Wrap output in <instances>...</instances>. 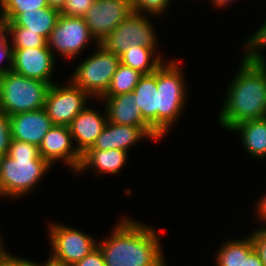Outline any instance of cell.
Segmentation results:
<instances>
[{"label":"cell","instance_id":"obj_10","mask_svg":"<svg viewBox=\"0 0 266 266\" xmlns=\"http://www.w3.org/2000/svg\"><path fill=\"white\" fill-rule=\"evenodd\" d=\"M68 84L49 86L45 98V110L54 125L68 126L86 107L92 97L70 80Z\"/></svg>","mask_w":266,"mask_h":266},{"label":"cell","instance_id":"obj_25","mask_svg":"<svg viewBox=\"0 0 266 266\" xmlns=\"http://www.w3.org/2000/svg\"><path fill=\"white\" fill-rule=\"evenodd\" d=\"M8 35H11L13 49L48 47L47 40L37 33L29 31L25 27H6Z\"/></svg>","mask_w":266,"mask_h":266},{"label":"cell","instance_id":"obj_22","mask_svg":"<svg viewBox=\"0 0 266 266\" xmlns=\"http://www.w3.org/2000/svg\"><path fill=\"white\" fill-rule=\"evenodd\" d=\"M151 48L132 46L120 56V63L142 74H151L157 70L165 59Z\"/></svg>","mask_w":266,"mask_h":266},{"label":"cell","instance_id":"obj_5","mask_svg":"<svg viewBox=\"0 0 266 266\" xmlns=\"http://www.w3.org/2000/svg\"><path fill=\"white\" fill-rule=\"evenodd\" d=\"M49 86L46 82L7 71L0 77V111L10 117L44 108Z\"/></svg>","mask_w":266,"mask_h":266},{"label":"cell","instance_id":"obj_11","mask_svg":"<svg viewBox=\"0 0 266 266\" xmlns=\"http://www.w3.org/2000/svg\"><path fill=\"white\" fill-rule=\"evenodd\" d=\"M132 12L131 0H94L83 18L100 43Z\"/></svg>","mask_w":266,"mask_h":266},{"label":"cell","instance_id":"obj_13","mask_svg":"<svg viewBox=\"0 0 266 266\" xmlns=\"http://www.w3.org/2000/svg\"><path fill=\"white\" fill-rule=\"evenodd\" d=\"M39 152L52 166L62 161L75 173L81 164V155L73 145L71 133L65 125H54L47 132L39 146Z\"/></svg>","mask_w":266,"mask_h":266},{"label":"cell","instance_id":"obj_2","mask_svg":"<svg viewBox=\"0 0 266 266\" xmlns=\"http://www.w3.org/2000/svg\"><path fill=\"white\" fill-rule=\"evenodd\" d=\"M233 76L218 114L219 125L229 132L241 122L266 117V65L242 56Z\"/></svg>","mask_w":266,"mask_h":266},{"label":"cell","instance_id":"obj_39","mask_svg":"<svg viewBox=\"0 0 266 266\" xmlns=\"http://www.w3.org/2000/svg\"><path fill=\"white\" fill-rule=\"evenodd\" d=\"M6 29V22L5 20L0 16V34Z\"/></svg>","mask_w":266,"mask_h":266},{"label":"cell","instance_id":"obj_18","mask_svg":"<svg viewBox=\"0 0 266 266\" xmlns=\"http://www.w3.org/2000/svg\"><path fill=\"white\" fill-rule=\"evenodd\" d=\"M99 100L104 101L109 122L129 126H150L137 108L132 92L117 96H102Z\"/></svg>","mask_w":266,"mask_h":266},{"label":"cell","instance_id":"obj_24","mask_svg":"<svg viewBox=\"0 0 266 266\" xmlns=\"http://www.w3.org/2000/svg\"><path fill=\"white\" fill-rule=\"evenodd\" d=\"M142 75L138 70L120 63L107 92L103 96H117L133 92Z\"/></svg>","mask_w":266,"mask_h":266},{"label":"cell","instance_id":"obj_33","mask_svg":"<svg viewBox=\"0 0 266 266\" xmlns=\"http://www.w3.org/2000/svg\"><path fill=\"white\" fill-rule=\"evenodd\" d=\"M0 266H34V262L6 251L0 258Z\"/></svg>","mask_w":266,"mask_h":266},{"label":"cell","instance_id":"obj_19","mask_svg":"<svg viewBox=\"0 0 266 266\" xmlns=\"http://www.w3.org/2000/svg\"><path fill=\"white\" fill-rule=\"evenodd\" d=\"M132 93L143 119L158 133L157 70L143 74Z\"/></svg>","mask_w":266,"mask_h":266},{"label":"cell","instance_id":"obj_1","mask_svg":"<svg viewBox=\"0 0 266 266\" xmlns=\"http://www.w3.org/2000/svg\"><path fill=\"white\" fill-rule=\"evenodd\" d=\"M121 217L109 237L97 242L106 266H167L160 234L145 223Z\"/></svg>","mask_w":266,"mask_h":266},{"label":"cell","instance_id":"obj_16","mask_svg":"<svg viewBox=\"0 0 266 266\" xmlns=\"http://www.w3.org/2000/svg\"><path fill=\"white\" fill-rule=\"evenodd\" d=\"M12 139L40 146L42 139L54 126L45 108L20 112L9 117Z\"/></svg>","mask_w":266,"mask_h":266},{"label":"cell","instance_id":"obj_7","mask_svg":"<svg viewBox=\"0 0 266 266\" xmlns=\"http://www.w3.org/2000/svg\"><path fill=\"white\" fill-rule=\"evenodd\" d=\"M148 17L132 12L100 44L117 56L136 45L157 52L158 36Z\"/></svg>","mask_w":266,"mask_h":266},{"label":"cell","instance_id":"obj_21","mask_svg":"<svg viewBox=\"0 0 266 266\" xmlns=\"http://www.w3.org/2000/svg\"><path fill=\"white\" fill-rule=\"evenodd\" d=\"M233 131L240 134L242 146L249 156L266 159V117L241 122L230 130Z\"/></svg>","mask_w":266,"mask_h":266},{"label":"cell","instance_id":"obj_12","mask_svg":"<svg viewBox=\"0 0 266 266\" xmlns=\"http://www.w3.org/2000/svg\"><path fill=\"white\" fill-rule=\"evenodd\" d=\"M56 57L48 47L13 49L12 71L52 85Z\"/></svg>","mask_w":266,"mask_h":266},{"label":"cell","instance_id":"obj_9","mask_svg":"<svg viewBox=\"0 0 266 266\" xmlns=\"http://www.w3.org/2000/svg\"><path fill=\"white\" fill-rule=\"evenodd\" d=\"M48 238L51 255L73 266L97 247V239L78 228L60 223L50 222Z\"/></svg>","mask_w":266,"mask_h":266},{"label":"cell","instance_id":"obj_6","mask_svg":"<svg viewBox=\"0 0 266 266\" xmlns=\"http://www.w3.org/2000/svg\"><path fill=\"white\" fill-rule=\"evenodd\" d=\"M96 47L95 53L76 67L69 80L92 98L99 100L107 92L120 59L100 43Z\"/></svg>","mask_w":266,"mask_h":266},{"label":"cell","instance_id":"obj_15","mask_svg":"<svg viewBox=\"0 0 266 266\" xmlns=\"http://www.w3.org/2000/svg\"><path fill=\"white\" fill-rule=\"evenodd\" d=\"M102 113L87 105L68 125L72 140L76 144L74 146L80 155L93 146L105 128L108 122L105 106Z\"/></svg>","mask_w":266,"mask_h":266},{"label":"cell","instance_id":"obj_37","mask_svg":"<svg viewBox=\"0 0 266 266\" xmlns=\"http://www.w3.org/2000/svg\"><path fill=\"white\" fill-rule=\"evenodd\" d=\"M209 2H212L211 5H213L215 8L217 7L220 9L221 7H227L230 6L231 3L237 2L236 0H208ZM230 4V5H229Z\"/></svg>","mask_w":266,"mask_h":266},{"label":"cell","instance_id":"obj_32","mask_svg":"<svg viewBox=\"0 0 266 266\" xmlns=\"http://www.w3.org/2000/svg\"><path fill=\"white\" fill-rule=\"evenodd\" d=\"M73 266H106L102 251L97 246L82 260L76 262Z\"/></svg>","mask_w":266,"mask_h":266},{"label":"cell","instance_id":"obj_20","mask_svg":"<svg viewBox=\"0 0 266 266\" xmlns=\"http://www.w3.org/2000/svg\"><path fill=\"white\" fill-rule=\"evenodd\" d=\"M59 15L60 10L50 6L33 11H24L19 13L11 22H6V27H25L48 40Z\"/></svg>","mask_w":266,"mask_h":266},{"label":"cell","instance_id":"obj_30","mask_svg":"<svg viewBox=\"0 0 266 266\" xmlns=\"http://www.w3.org/2000/svg\"><path fill=\"white\" fill-rule=\"evenodd\" d=\"M12 140L10 119L0 111V156L7 155Z\"/></svg>","mask_w":266,"mask_h":266},{"label":"cell","instance_id":"obj_26","mask_svg":"<svg viewBox=\"0 0 266 266\" xmlns=\"http://www.w3.org/2000/svg\"><path fill=\"white\" fill-rule=\"evenodd\" d=\"M49 7L47 0H1L0 16L11 22L19 13Z\"/></svg>","mask_w":266,"mask_h":266},{"label":"cell","instance_id":"obj_38","mask_svg":"<svg viewBox=\"0 0 266 266\" xmlns=\"http://www.w3.org/2000/svg\"><path fill=\"white\" fill-rule=\"evenodd\" d=\"M66 1L67 0H47V3L50 7L61 10L65 5Z\"/></svg>","mask_w":266,"mask_h":266},{"label":"cell","instance_id":"obj_36","mask_svg":"<svg viewBox=\"0 0 266 266\" xmlns=\"http://www.w3.org/2000/svg\"><path fill=\"white\" fill-rule=\"evenodd\" d=\"M34 266H71V265L66 264L62 260H59L50 254V256L46 260V262H44L43 264L38 263V262H34Z\"/></svg>","mask_w":266,"mask_h":266},{"label":"cell","instance_id":"obj_14","mask_svg":"<svg viewBox=\"0 0 266 266\" xmlns=\"http://www.w3.org/2000/svg\"><path fill=\"white\" fill-rule=\"evenodd\" d=\"M149 138L160 140L162 137L151 126H129L107 122L105 128L89 149H119L128 152L138 142Z\"/></svg>","mask_w":266,"mask_h":266},{"label":"cell","instance_id":"obj_27","mask_svg":"<svg viewBox=\"0 0 266 266\" xmlns=\"http://www.w3.org/2000/svg\"><path fill=\"white\" fill-rule=\"evenodd\" d=\"M172 0H131V8L134 13L160 17L170 8ZM169 7V8H168Z\"/></svg>","mask_w":266,"mask_h":266},{"label":"cell","instance_id":"obj_40","mask_svg":"<svg viewBox=\"0 0 266 266\" xmlns=\"http://www.w3.org/2000/svg\"><path fill=\"white\" fill-rule=\"evenodd\" d=\"M1 236V235H0ZM3 238L2 237H0V258L4 255V253L7 251L6 249H5V247H3V240H2ZM4 248V249H3Z\"/></svg>","mask_w":266,"mask_h":266},{"label":"cell","instance_id":"obj_29","mask_svg":"<svg viewBox=\"0 0 266 266\" xmlns=\"http://www.w3.org/2000/svg\"><path fill=\"white\" fill-rule=\"evenodd\" d=\"M94 0H67L60 10L61 15L83 17L92 6Z\"/></svg>","mask_w":266,"mask_h":266},{"label":"cell","instance_id":"obj_31","mask_svg":"<svg viewBox=\"0 0 266 266\" xmlns=\"http://www.w3.org/2000/svg\"><path fill=\"white\" fill-rule=\"evenodd\" d=\"M250 235L254 248L260 256L263 265L266 266V227H261L253 230Z\"/></svg>","mask_w":266,"mask_h":266},{"label":"cell","instance_id":"obj_35","mask_svg":"<svg viewBox=\"0 0 266 266\" xmlns=\"http://www.w3.org/2000/svg\"><path fill=\"white\" fill-rule=\"evenodd\" d=\"M243 266H264L259 254L254 249L249 255H244Z\"/></svg>","mask_w":266,"mask_h":266},{"label":"cell","instance_id":"obj_28","mask_svg":"<svg viewBox=\"0 0 266 266\" xmlns=\"http://www.w3.org/2000/svg\"><path fill=\"white\" fill-rule=\"evenodd\" d=\"M8 36L6 29L0 34V77L12 69L13 48Z\"/></svg>","mask_w":266,"mask_h":266},{"label":"cell","instance_id":"obj_23","mask_svg":"<svg viewBox=\"0 0 266 266\" xmlns=\"http://www.w3.org/2000/svg\"><path fill=\"white\" fill-rule=\"evenodd\" d=\"M245 238L226 240L216 251V266H243L244 255H249L255 248L252 236L247 234Z\"/></svg>","mask_w":266,"mask_h":266},{"label":"cell","instance_id":"obj_34","mask_svg":"<svg viewBox=\"0 0 266 266\" xmlns=\"http://www.w3.org/2000/svg\"><path fill=\"white\" fill-rule=\"evenodd\" d=\"M259 199L260 200L258 201L257 206H255V211L257 214V219L262 221V223H265V226L262 225L261 227H266V193H264V195Z\"/></svg>","mask_w":266,"mask_h":266},{"label":"cell","instance_id":"obj_3","mask_svg":"<svg viewBox=\"0 0 266 266\" xmlns=\"http://www.w3.org/2000/svg\"><path fill=\"white\" fill-rule=\"evenodd\" d=\"M51 168L40 156L37 145L12 139L7 155L0 159V197L17 199L29 195Z\"/></svg>","mask_w":266,"mask_h":266},{"label":"cell","instance_id":"obj_8","mask_svg":"<svg viewBox=\"0 0 266 266\" xmlns=\"http://www.w3.org/2000/svg\"><path fill=\"white\" fill-rule=\"evenodd\" d=\"M92 39L97 45L98 42L94 41L95 38L91 35L83 17L60 14L49 35L47 46L54 57L58 53L57 56L70 60L82 54Z\"/></svg>","mask_w":266,"mask_h":266},{"label":"cell","instance_id":"obj_4","mask_svg":"<svg viewBox=\"0 0 266 266\" xmlns=\"http://www.w3.org/2000/svg\"><path fill=\"white\" fill-rule=\"evenodd\" d=\"M182 69L175 59L165 60L157 69L158 134L162 138L185 110L188 87Z\"/></svg>","mask_w":266,"mask_h":266},{"label":"cell","instance_id":"obj_17","mask_svg":"<svg viewBox=\"0 0 266 266\" xmlns=\"http://www.w3.org/2000/svg\"><path fill=\"white\" fill-rule=\"evenodd\" d=\"M128 156V152L119 149H88L81 155V164L75 174H81L91 168L95 175H118L126 165Z\"/></svg>","mask_w":266,"mask_h":266}]
</instances>
